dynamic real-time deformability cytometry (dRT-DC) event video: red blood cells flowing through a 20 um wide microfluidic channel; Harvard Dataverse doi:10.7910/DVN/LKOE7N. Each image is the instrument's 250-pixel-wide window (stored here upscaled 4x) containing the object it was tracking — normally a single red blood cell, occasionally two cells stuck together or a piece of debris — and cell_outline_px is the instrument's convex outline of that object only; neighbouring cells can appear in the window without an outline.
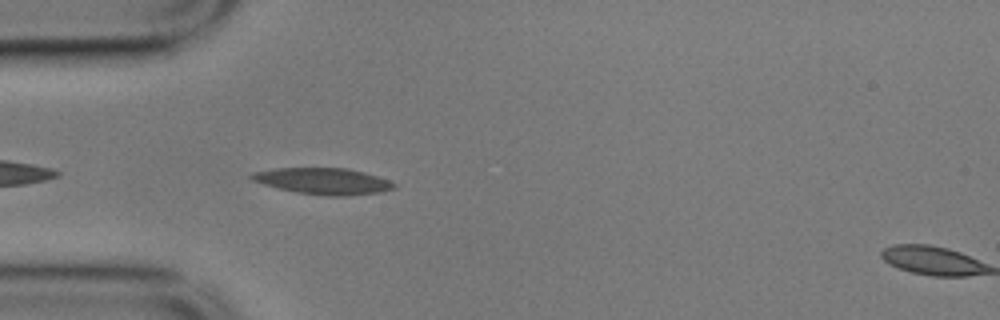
{"species": "common noctule bat (a hibernating species)", "species_latin": "Nyctalus noctula", "temperature_condition": "cold", "stored_images_in_passage": 4, "camera_frame_rate_fps": 3000, "um_per_image_px": 0.085, "animal": {"sex": "male", "body_mass_g": 17.9}, "frame": {"image": 1, "passage_image": 3, "time_ms": 0.667, "image_size_px": [1000, 320], "cell_outline_px": [[396, 188], [380, 192], [348, 196], [328, 196], [296, 192], [276, 188], [252, 180], [248, 176], [256, 172], [276, 168], [348, 168], [364, 172], [388, 180], [396, 184]], "centroid_in_image_um": [27.49, 15.4], "position_along_channel_um": 57.5, "area_um2": 21.79}}